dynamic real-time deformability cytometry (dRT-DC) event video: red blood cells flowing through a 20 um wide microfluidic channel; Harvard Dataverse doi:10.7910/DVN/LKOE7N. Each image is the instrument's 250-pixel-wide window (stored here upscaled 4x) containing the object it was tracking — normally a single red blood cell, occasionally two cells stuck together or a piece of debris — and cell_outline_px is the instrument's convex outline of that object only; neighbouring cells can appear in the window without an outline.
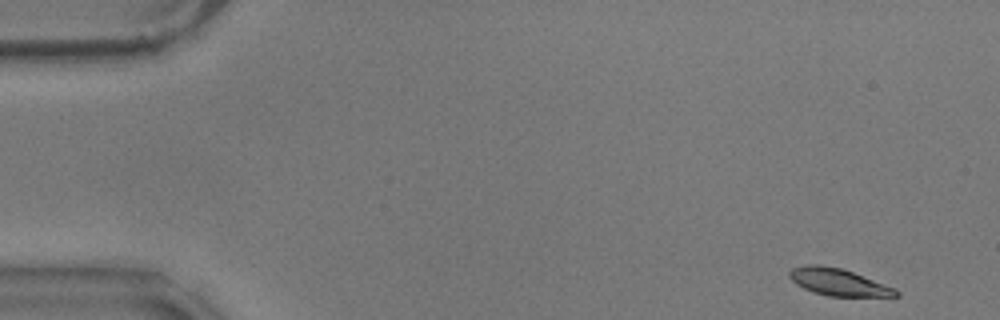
{"species": "common noctule bat (a hibernating species)", "species_latin": "Nyctalus noctula", "temperature_condition": "warm", "stored_images_in_passage": 55, "camera_frame_rate_fps": 3000, "um_per_image_px": 0.085, "animal": {"sex": "male", "body_mass_g": 17.9}, "frame": {"image": 1, "passage_image": 1, "time_ms": 0.0, "image_size_px": [1000, 320], "cell_outline_px": [[900, 296], [828, 296], [804, 288], [796, 284], [788, 276], [788, 272], [792, 268], [808, 264], [816, 264], [840, 268], [852, 272], [896, 288], [900, 292]], "centroid_in_image_um": [71.26, 23.97], "position_along_channel_um": 13.7, "area_um2": 16.59}}
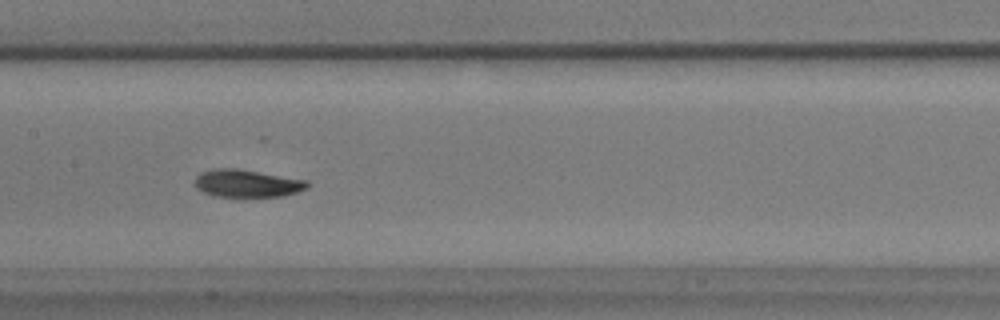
{"frame": {"image": 2, "passage_image": 26, "time_ms": 8.333, "image_size_px": [1000, 320], "cell_outline_px": [[308, 188], [296, 192], [280, 196], [216, 196], [204, 192], [196, 188], [196, 176], [200, 172], [212, 168], [236, 168], [308, 180]], "centroid_in_image_um": [20.99, 15.57], "position_along_channel_um": 186.4, "area_um2": 17.92}}
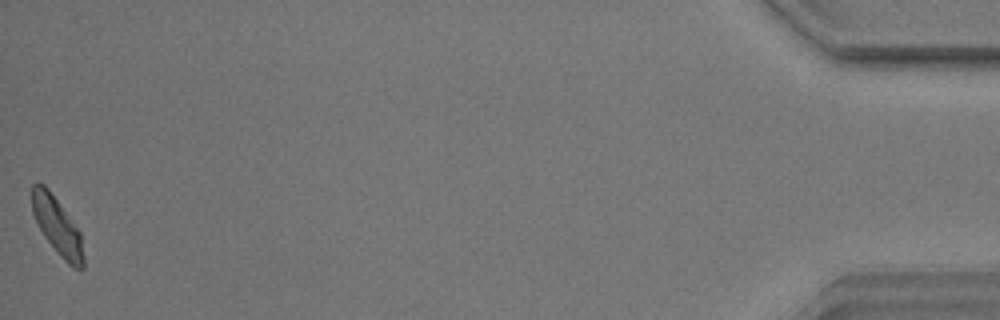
{"frame": {"image": 3, "passage_image": 55, "time_ms": 18.0, "image_size_px": [1000, 320], "cell_outline_px": [[84, 268], [72, 268], [60, 256], [44, 236], [32, 212], [32, 184], [44, 184], [48, 188], [80, 232], [84, 256]], "centroid_in_image_um": [4.88, 19.25], "position_along_channel_um": 430.3, "area_um2": 16.88}, "authors_computed_cell_mechanics": {"area_um2": 17.9758, "velocity_mm_per_s": 3.4988, "shape_relaxation_time_tau1_ms": 2.6589, "shape_relaxation_time_tau2_ms": 2.8325, "deformation_change_tau1": 0.1055, "deformation_change_tau2": 0.0821}}